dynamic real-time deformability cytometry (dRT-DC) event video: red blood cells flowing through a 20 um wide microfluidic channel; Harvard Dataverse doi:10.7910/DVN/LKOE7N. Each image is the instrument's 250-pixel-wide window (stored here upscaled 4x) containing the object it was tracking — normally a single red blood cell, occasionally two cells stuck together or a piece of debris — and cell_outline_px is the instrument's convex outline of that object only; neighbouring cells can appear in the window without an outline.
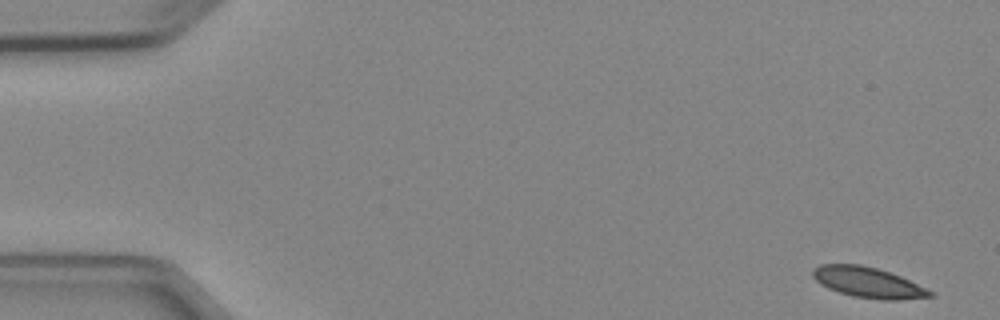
{"species": "Egyptian fruit bat (a non-hibernating species)", "species_latin": "Rousettus aegyptiacus", "temperature_condition": "cold", "stored_images_in_passage": 6, "camera_frame_rate_fps": 3000, "um_per_image_px": 0.085, "animal": {"sex": "female"}, "frame": {"image": 1, "passage_image": 1, "time_ms": 0.0, "image_size_px": [1000, 320], "cell_outline_px": [[936, 296], [900, 300], [884, 300], [852, 296], [828, 288], [820, 284], [812, 276], [812, 268], [820, 264], [860, 264], [876, 268], [900, 276], [936, 292]], "centroid_in_image_um": [73.81, 24.01], "position_along_channel_um": 11.2, "area_um2": 20.98}}
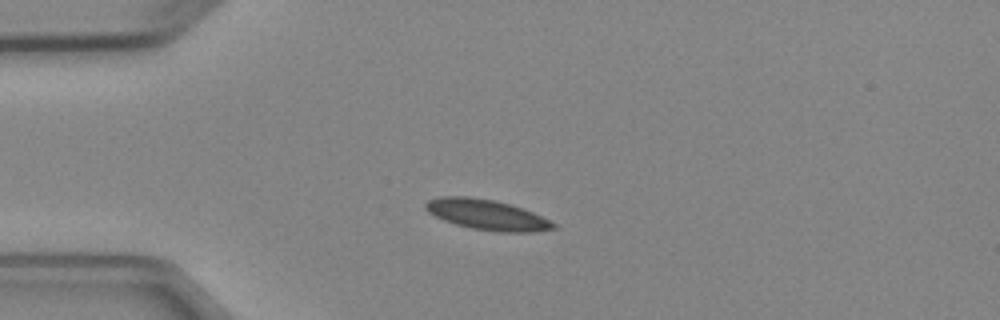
{"frame": {"image": 2, "passage_image": 4, "time_ms": 3.667, "image_size_px": [1000, 320], "cell_outline_px": [[556, 228], [532, 232], [500, 232], [472, 228], [456, 224], [444, 220], [428, 212], [424, 208], [424, 204], [428, 200], [440, 196], [468, 196], [492, 200], [512, 204], [532, 212], [556, 224]], "centroid_in_image_um": [41.36, 18.24], "position_along_channel_um": 43.6, "area_um2": 22.43}}